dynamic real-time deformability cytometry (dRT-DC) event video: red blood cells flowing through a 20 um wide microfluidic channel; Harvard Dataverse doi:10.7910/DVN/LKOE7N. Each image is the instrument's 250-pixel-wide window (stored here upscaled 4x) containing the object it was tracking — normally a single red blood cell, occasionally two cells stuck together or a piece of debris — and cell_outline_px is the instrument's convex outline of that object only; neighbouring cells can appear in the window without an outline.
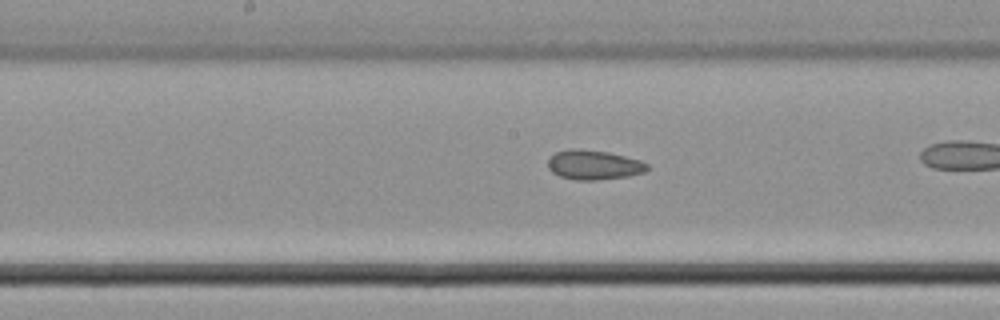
{"species": "common noctule bat (a hibernating species)", "species_latin": "Nyctalus noctula", "temperature_condition": "cold", "stored_images_in_passage": 30, "camera_frame_rate_fps": 3000, "um_per_image_px": 0.085, "animal": {"sex": "male", "body_mass_g": 21.5, "forearm_length_mm": 52.0}, "frame": {"image": 1, "passage_image": 18, "time_ms": 5.667, "image_size_px": [1000, 320], "cell_outline_px": [[648, 168], [644, 172], [628, 176], [596, 180], [576, 180], [560, 176], [552, 172], [548, 168], [548, 156], [556, 152], [568, 148], [576, 148], [608, 152], [640, 160], [648, 164]], "centroid_in_image_um": [50.43, 14.0], "position_along_channel_um": 197.8, "area_um2": 17.17}}